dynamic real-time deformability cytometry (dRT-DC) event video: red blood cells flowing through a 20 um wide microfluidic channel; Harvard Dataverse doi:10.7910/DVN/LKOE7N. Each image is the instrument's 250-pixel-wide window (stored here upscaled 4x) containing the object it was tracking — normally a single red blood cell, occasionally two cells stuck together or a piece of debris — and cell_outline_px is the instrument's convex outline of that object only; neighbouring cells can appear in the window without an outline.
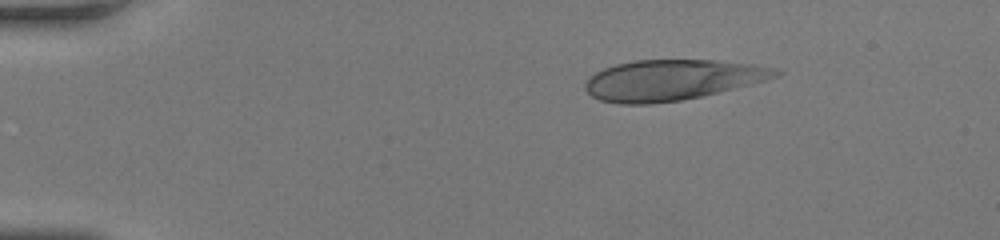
{"species": "human", "species_latin": "Homo sapiens", "temperature_condition": "room temperature", "stored_images_in_passage": 42, "camera_frame_rate_fps": 3000, "um_per_image_px": 0.085, "donor": {"sex": "female"}, "frame": {"image": 1, "passage_image": 1, "time_ms": 0.0, "image_size_px": [1000, 240], "cell_outline_px": [[784, 72], [780, 76], [700, 96], [680, 100], [648, 104], [620, 104], [600, 100], [592, 96], [584, 88], [584, 84], [596, 72], [604, 68], [616, 64], [636, 60], [716, 60], [752, 64], [776, 68]], "centroid_in_image_um": [57.11, 6.79], "position_along_channel_um": 27.9, "area_um2": 44.56}}
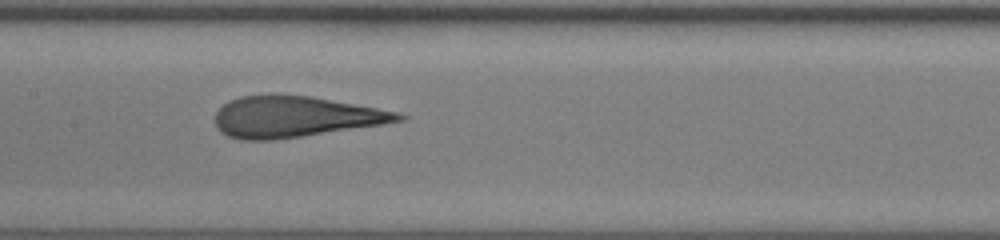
{"frame": {"image": 2, "passage_image": 18, "time_ms": 5.667, "image_size_px": [1000, 240], "cell_outline_px": [[408, 120], [384, 124], [272, 140], [244, 140], [228, 136], [220, 132], [216, 128], [216, 112], [224, 104], [240, 96], [308, 96], [400, 112], [408, 116]], "centroid_in_image_um": [25.12, 9.95], "position_along_channel_um": 182.3, "area_um2": 43.06}}
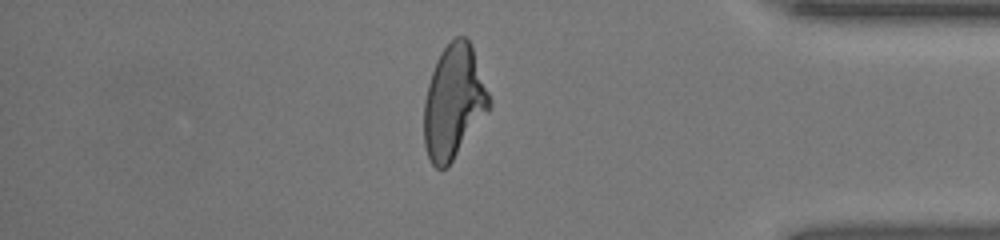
{"frame": {"image": 3, "passage_image": 35, "time_ms": 11.333, "image_size_px": [1000, 240], "cell_outline_px": [[492, 104], [448, 168], [436, 168], [432, 164], [428, 156], [424, 144], [424, 100], [428, 84], [436, 60], [440, 52], [456, 36], [464, 36], [472, 44], [492, 100]], "centroid_in_image_um": [38.57, 8.65], "position_along_channel_um": 396.6, "area_um2": 43.23}, "authors_computed_cell_mechanics": {"area_um2": 43.8702, "velocity_mm_per_s": 4.2244, "shape_relaxation_time_tau1_ms": 8.2709, "shape_relaxation_time_tau2_ms": 0.8238, "deformation_change_tau1": 0.3287, "deformation_change_tau2": 0.098}}